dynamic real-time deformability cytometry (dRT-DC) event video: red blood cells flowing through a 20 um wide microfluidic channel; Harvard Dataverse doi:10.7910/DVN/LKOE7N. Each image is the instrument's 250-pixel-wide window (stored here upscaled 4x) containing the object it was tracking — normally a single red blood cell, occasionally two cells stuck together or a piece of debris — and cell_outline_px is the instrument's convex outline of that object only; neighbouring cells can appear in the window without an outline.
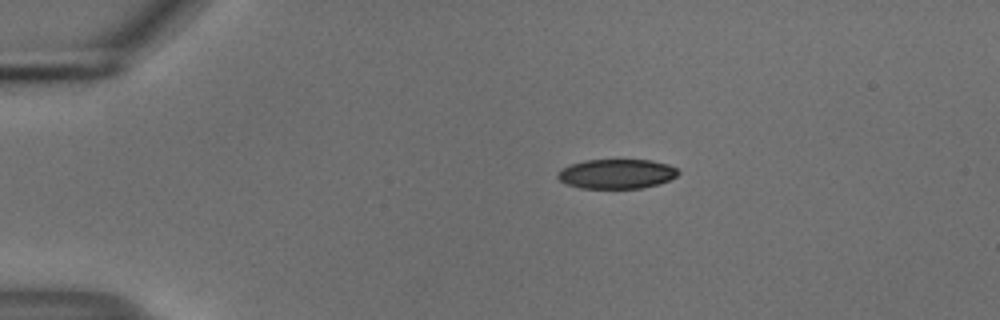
{"species": "common noctule bat (a hibernating species)", "species_latin": "Nyctalus noctula", "temperature_condition": "cold", "stored_images_in_passage": 44, "camera_frame_rate_fps": 3000, "um_per_image_px": 0.085, "animal": {"sex": "male", "body_mass_g": 18.8}, "frame": {"image": 1, "passage_image": 1, "time_ms": 0.0, "image_size_px": [1000, 320], "cell_outline_px": [[680, 172], [676, 176], [660, 184], [640, 188], [580, 188], [568, 184], [560, 180], [556, 176], [556, 172], [560, 168], [584, 160], [652, 160], [668, 164], [676, 168]], "centroid_in_image_um": [52.4, 14.77], "position_along_channel_um": 32.6, "area_um2": 20.81}}
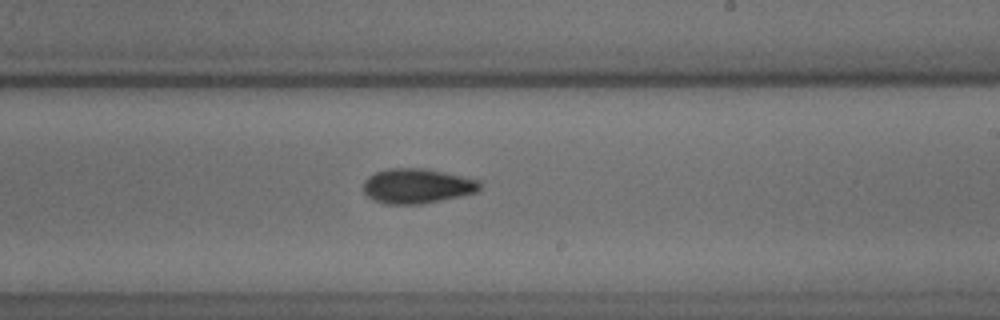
{"frame": {"image": 2, "passage_image": 23, "time_ms": 7.333, "image_size_px": [1000, 320], "cell_outline_px": [[480, 188], [476, 192], [460, 196], [420, 204], [384, 204], [368, 196], [364, 192], [364, 180], [368, 176], [376, 172], [388, 168], [428, 168], [480, 180]], "centroid_in_image_um": [35.45, 15.79], "position_along_channel_um": 253.6, "area_um2": 23.64}}
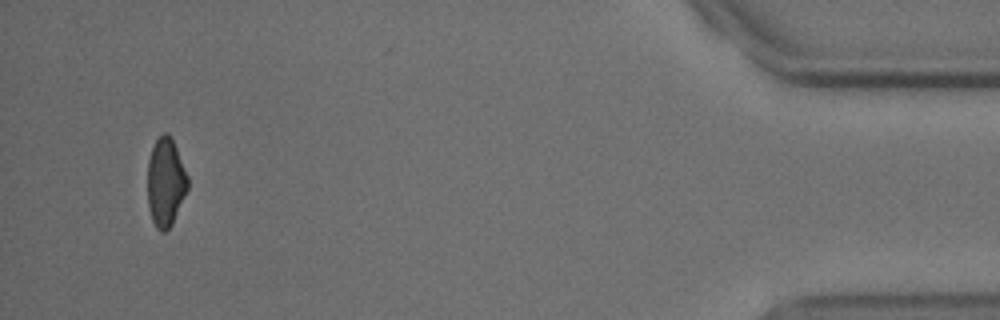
{"frame": {"image": 3, "passage_image": 42, "time_ms": 13.667, "image_size_px": [1000, 320], "cell_outline_px": [[188, 188], [172, 224], [164, 232], [160, 232], [156, 228], [152, 220], [148, 208], [148, 160], [152, 148], [156, 140], [164, 132], [168, 132], [176, 148], [188, 176]], "centroid_in_image_um": [14.07, 15.51], "position_along_channel_um": 421.1, "area_um2": 20.58}, "authors_computed_cell_mechanics": {"area_um2": 22.8021, "velocity_mm_per_s": 3.7427, "shape_relaxation_time_tau1_ms": 5.5815, "shape_relaxation_time_tau2_ms": 4.9487, "deformation_change_tau1": 0.135, "deformation_change_tau2": 0.1187}}